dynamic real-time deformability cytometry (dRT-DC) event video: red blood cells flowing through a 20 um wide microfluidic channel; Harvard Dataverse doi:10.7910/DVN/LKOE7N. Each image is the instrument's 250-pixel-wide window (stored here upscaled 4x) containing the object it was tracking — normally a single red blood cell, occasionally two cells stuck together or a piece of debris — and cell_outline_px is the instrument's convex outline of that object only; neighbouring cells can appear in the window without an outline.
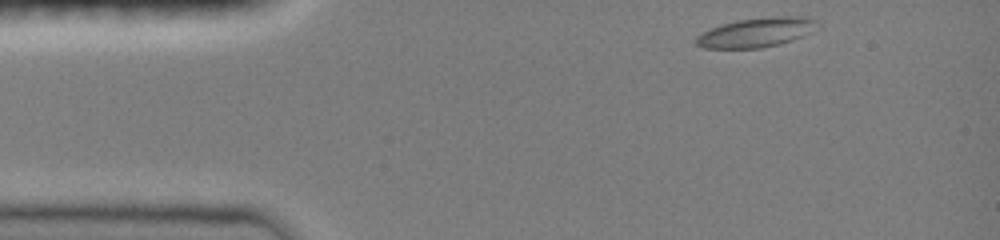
{"species": "common noctule bat (a hibernating species)", "species_latin": "Nyctalus noctula", "temperature_condition": "room temperature", "stored_images_in_passage": 51, "camera_frame_rate_fps": 3000, "um_per_image_px": 0.085, "animal": {"sex": "female", "body_mass_g": 19.0, "forearm_length_mm": 51.5}, "frame": {"image": 1, "passage_image": 1, "time_ms": 0.0, "image_size_px": [1000, 240], "cell_outline_px": [[820, 28], [804, 36], [792, 40], [760, 48], [704, 48], [696, 44], [696, 36], [720, 24], [736, 20], [772, 16], [800, 16], [816, 20]], "centroid_in_image_um": [64.33, 2.74], "position_along_channel_um": 20.7, "area_um2": 20.81}}
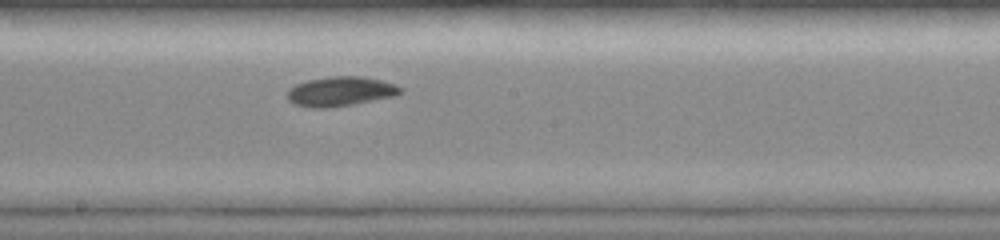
{"frame": {"image": 2, "passage_image": 33, "time_ms": 6.667, "image_size_px": [1000, 240], "cell_outline_px": [[404, 92], [396, 96], [352, 104], [328, 108], [312, 108], [296, 104], [288, 100], [288, 88], [296, 84], [308, 80], [328, 76], [364, 76], [396, 84], [404, 88]], "centroid_in_image_um": [28.98, 7.76], "position_along_channel_um": 219.2, "area_um2": 19.65}}
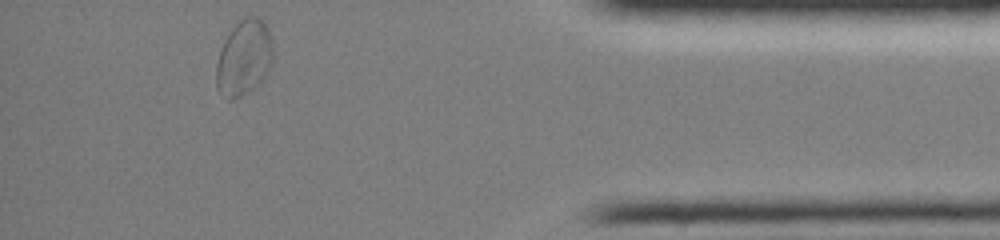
{"frame": {"image": 3, "passage_image": 51, "time_ms": 12.333, "image_size_px": [1000, 240], "cell_outline_px": [[272, 64], [264, 80], [240, 96], [232, 100], [228, 100], [216, 88], [216, 64], [220, 48], [236, 20], [244, 16], [256, 16], [264, 20], [268, 28], [272, 40]], "centroid_in_image_um": [20.74, 4.87], "position_along_channel_um": 414.5, "area_um2": 25.43}, "authors_computed_cell_mechanics": {"area_um2": 19.1896, "velocity_mm_per_s": 3.9673, "shape_relaxation_time_tau1_ms": 4.3912, "shape_relaxation_time_tau2_ms": 3.8942, "deformation_change_tau1": 0.1227, "deformation_change_tau2": 0.0629}}